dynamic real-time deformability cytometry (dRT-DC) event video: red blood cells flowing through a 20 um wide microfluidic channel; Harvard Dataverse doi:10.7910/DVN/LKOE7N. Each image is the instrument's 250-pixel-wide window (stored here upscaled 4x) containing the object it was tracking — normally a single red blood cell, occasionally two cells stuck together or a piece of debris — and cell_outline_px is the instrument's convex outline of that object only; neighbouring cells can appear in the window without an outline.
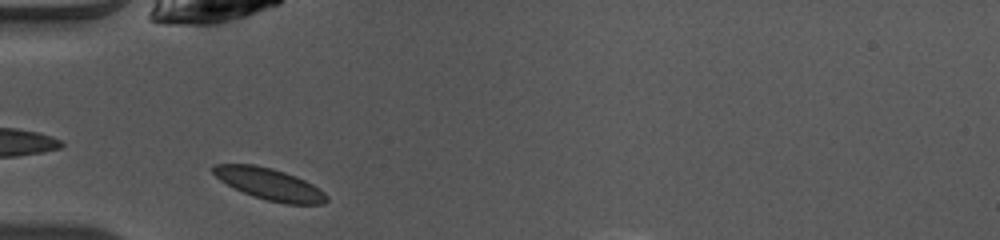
{"species": "common noctule bat (a hibernating species)", "species_latin": "Nyctalus noctula", "temperature_condition": "warm", "stored_images_in_passage": 29, "camera_frame_rate_fps": 3000, "um_per_image_px": 0.085, "animal": {"sex": "female", "body_mass_g": 10.0, "forearm_length_mm": 53.1}, "frame": {"image": 1, "passage_image": 1, "time_ms": 0.0, "image_size_px": [1000, 240], "cell_outline_px": [[328, 200], [324, 204], [284, 204], [252, 196], [220, 180], [212, 172], [212, 164], [252, 164], [272, 168], [296, 176], [312, 184], [324, 192], [328, 196]], "centroid_in_image_um": [22.92, 15.64], "position_along_channel_um": 62.1, "area_um2": 20.75}}
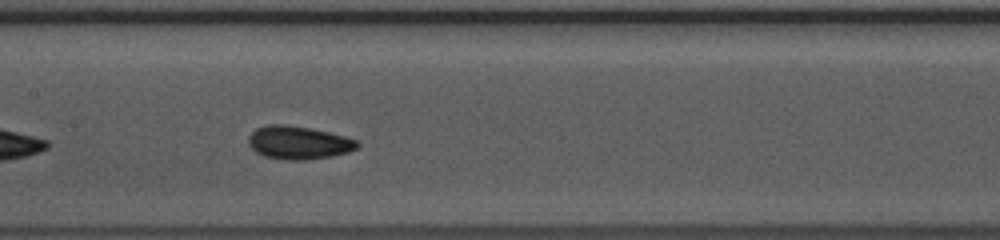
{"frame": {"image": 2, "passage_image": 10, "time_ms": 3.0, "image_size_px": [1000, 240], "cell_outline_px": [[360, 144], [356, 148], [348, 152], [332, 156], [308, 160], [288, 160], [264, 156], [256, 152], [248, 144], [248, 136], [256, 128], [268, 124], [284, 124], [308, 128], [328, 132], [344, 136], [356, 140]], "centroid_in_image_um": [25.35, 12.13], "position_along_channel_um": 182.1, "area_um2": 20.98}}
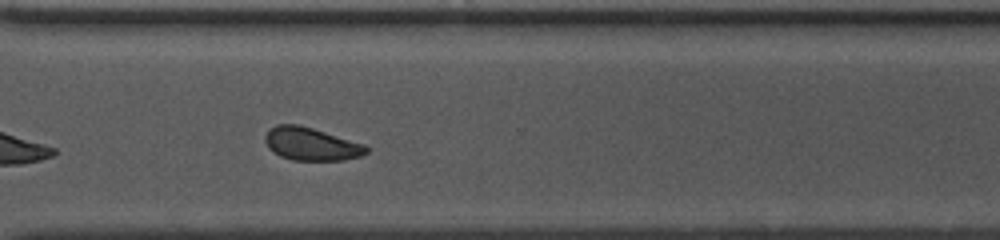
{"frame": {"image": 3, "passage_image": 22, "time_ms": 7.0, "image_size_px": [1000, 240], "cell_outline_px": [[368, 152], [360, 156], [344, 160], [292, 160], [280, 156], [272, 152], [268, 148], [264, 140], [264, 136], [268, 128], [276, 124], [300, 124], [364, 144], [368, 148]], "centroid_in_image_um": [26.39, 12.23], "position_along_channel_um": 344.2, "area_um2": 19.59}, "authors_computed_cell_mechanics": {"area_um2": 19.7098, "velocity_mm_per_s": 4.0683, "shape_relaxation_time_tau1_ms": 4.4841, "shape_relaxation_time_tau2_ms": 2.2665, "deformation_change_tau1": 0.115, "deformation_change_tau2": 0.0611}}